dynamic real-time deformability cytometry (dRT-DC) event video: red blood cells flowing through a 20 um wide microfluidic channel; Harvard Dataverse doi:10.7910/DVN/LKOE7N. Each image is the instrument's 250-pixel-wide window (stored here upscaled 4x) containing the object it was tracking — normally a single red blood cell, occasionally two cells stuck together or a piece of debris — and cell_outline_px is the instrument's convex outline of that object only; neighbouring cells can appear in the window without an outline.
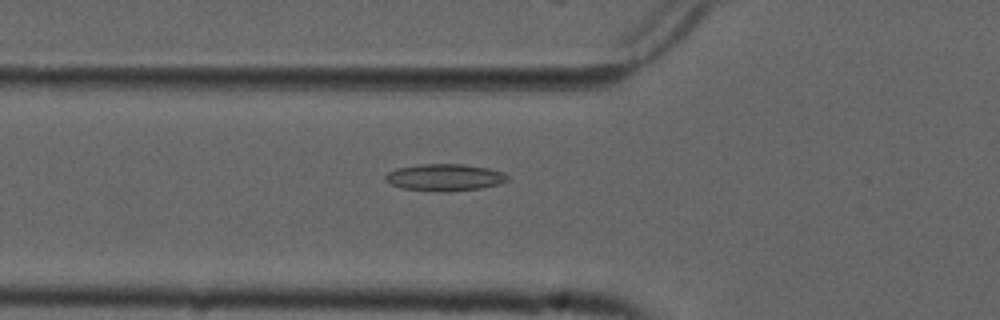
{"species": "common noctule bat (a hibernating species)", "species_latin": "Nyctalus noctula", "temperature_condition": "cold", "stored_images_in_passage": 44, "camera_frame_rate_fps": 3000, "um_per_image_px": 0.085, "animal": {"sex": "male", "forearm_length_mm": 52.5}, "frame": {"image": 1, "passage_image": 9, "time_ms": 2.667, "image_size_px": [1000, 320], "cell_outline_px": [[508, 180], [500, 184], [480, 188], [448, 192], [444, 192], [400, 188], [384, 180], [384, 176], [388, 172], [396, 168], [420, 164], [464, 164], [488, 168], [504, 172], [508, 176]], "centroid_in_image_um": [37.79, 15.08], "position_along_channel_um": 88.0, "area_um2": 19.31}}
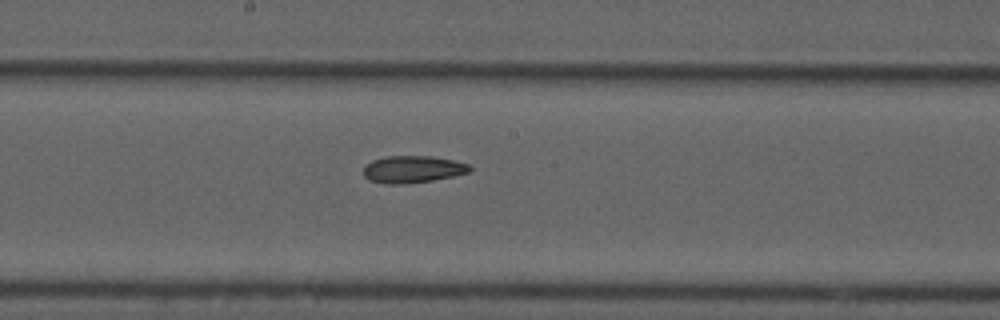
{"frame": {"image": 2, "passage_image": 19, "time_ms": 6.0, "image_size_px": [1000, 320], "cell_outline_px": [[472, 168], [468, 172], [452, 176], [432, 180], [404, 184], [384, 184], [368, 180], [364, 176], [364, 164], [372, 160], [388, 156], [432, 156], [452, 160], [468, 164]], "centroid_in_image_um": [35.02, 14.39], "position_along_channel_um": 213.2, "area_um2": 16.76}}
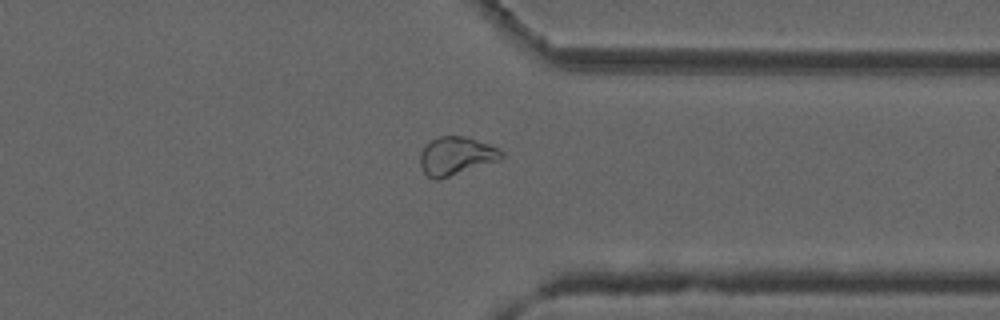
{"frame": {"image": 3, "passage_image": 32, "time_ms": 10.333, "image_size_px": [1000, 320], "cell_outline_px": [[504, 156], [500, 160], [436, 180], [432, 180], [424, 172], [420, 164], [420, 152], [428, 140], [440, 136], [464, 136], [488, 144], [504, 152]], "centroid_in_image_um": [38.73, 13.24], "position_along_channel_um": 372.7, "area_um2": 18.03}, "authors_computed_cell_mechanics": {"area_um2": 17.8602, "velocity_mm_per_s": 3.7403, "shape_relaxation_time_tau1_ms": null, "shape_relaxation_time_tau2_ms": 7.2668, "deformation_change_tau1": null, "deformation_change_tau2": 0.1282}}